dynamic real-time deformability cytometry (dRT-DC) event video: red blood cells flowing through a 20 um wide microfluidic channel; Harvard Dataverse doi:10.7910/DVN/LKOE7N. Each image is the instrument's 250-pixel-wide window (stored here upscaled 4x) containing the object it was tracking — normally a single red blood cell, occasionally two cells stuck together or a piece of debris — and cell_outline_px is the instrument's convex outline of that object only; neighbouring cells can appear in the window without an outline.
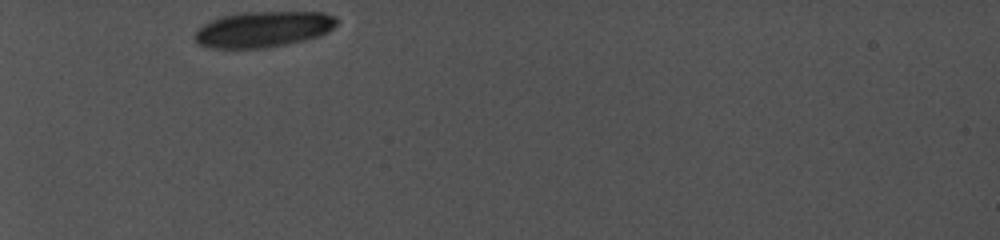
{"species": "common noctule bat (a hibernating species)", "species_latin": "Nyctalus noctula", "temperature_condition": "cold", "stored_images_in_passage": 4, "camera_frame_rate_fps": 5000, "um_per_image_px": 0.085, "animal": {"sex": "female", "body_mass_g": 19.0, "forearm_length_mm": 56.7}, "frame": {"image": 1, "passage_image": 1, "time_ms": 0.0, "image_size_px": [1000, 240], "cell_outline_px": [[340, 20], [328, 32], [320, 36], [304, 40], [268, 48], [212, 48], [200, 44], [196, 40], [196, 32], [204, 24], [220, 16], [240, 12], [324, 12], [336, 16]], "centroid_in_image_um": [22.43, 2.48], "position_along_channel_um": 62.6, "area_um2": 29.71}}